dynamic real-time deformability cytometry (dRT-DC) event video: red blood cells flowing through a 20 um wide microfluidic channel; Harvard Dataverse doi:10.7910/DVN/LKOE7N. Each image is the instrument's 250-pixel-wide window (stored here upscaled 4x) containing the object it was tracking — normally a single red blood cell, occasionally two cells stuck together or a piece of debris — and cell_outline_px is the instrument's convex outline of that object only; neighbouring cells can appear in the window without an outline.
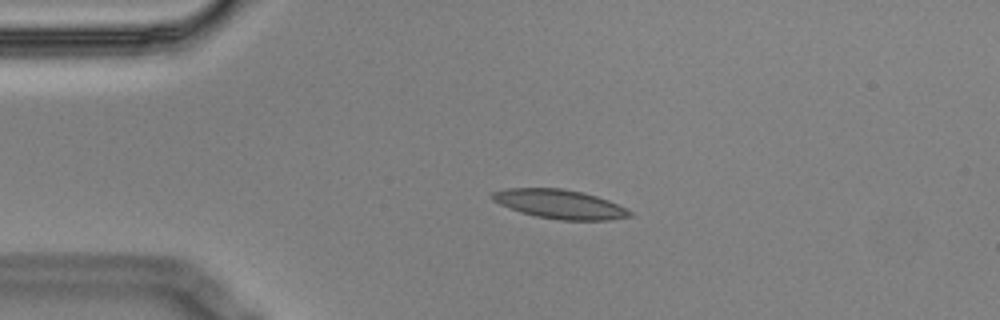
{"species": "Egyptian fruit bat (a non-hibernating species)", "species_latin": "Rousettus aegyptiacus", "temperature_condition": "cold", "stored_images_in_passage": 3, "camera_frame_rate_fps": 3000, "um_per_image_px": 0.085, "animal": {"sex": "male"}, "frame": {"image": 1, "passage_image": 2, "time_ms": 0.333, "image_size_px": [1000, 320], "cell_outline_px": [[632, 216], [608, 220], [560, 220], [536, 216], [520, 212], [500, 204], [492, 200], [492, 192], [508, 188], [560, 188], [580, 192], [596, 196], [608, 200], [632, 212]], "centroid_in_image_um": [47.56, 17.35], "position_along_channel_um": 37.4, "area_um2": 23.0}}